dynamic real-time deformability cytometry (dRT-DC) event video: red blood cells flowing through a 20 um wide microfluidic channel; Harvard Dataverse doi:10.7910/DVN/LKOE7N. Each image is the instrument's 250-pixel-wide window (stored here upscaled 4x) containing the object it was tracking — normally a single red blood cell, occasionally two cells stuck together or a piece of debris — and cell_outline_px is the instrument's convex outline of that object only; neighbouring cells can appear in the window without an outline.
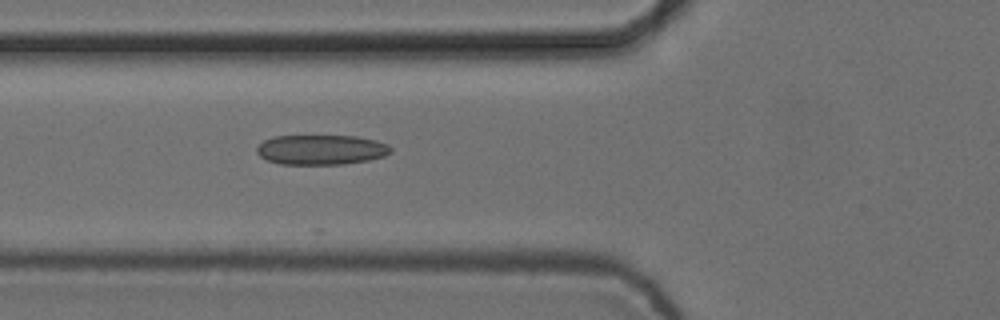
{"species": "common noctule bat (a hibernating species)", "species_latin": "Nyctalus noctula", "temperature_condition": "cold", "stored_images_in_passage": 5, "camera_frame_rate_fps": 3000, "um_per_image_px": 0.085, "animal": {"sex": "female", "body_mass_g": 24.6, "forearm_length_mm": 56.2}, "frame": {"image": 1, "passage_image": 5, "time_ms": 1.333, "image_size_px": [1000, 320], "cell_outline_px": [[392, 152], [384, 156], [368, 160], [344, 164], [280, 164], [268, 160], [260, 156], [256, 152], [256, 148], [264, 140], [272, 136], [356, 136], [376, 140], [388, 144], [392, 148]], "centroid_in_image_um": [27.31, 12.72], "position_along_channel_um": 98.5, "area_um2": 23.41}}